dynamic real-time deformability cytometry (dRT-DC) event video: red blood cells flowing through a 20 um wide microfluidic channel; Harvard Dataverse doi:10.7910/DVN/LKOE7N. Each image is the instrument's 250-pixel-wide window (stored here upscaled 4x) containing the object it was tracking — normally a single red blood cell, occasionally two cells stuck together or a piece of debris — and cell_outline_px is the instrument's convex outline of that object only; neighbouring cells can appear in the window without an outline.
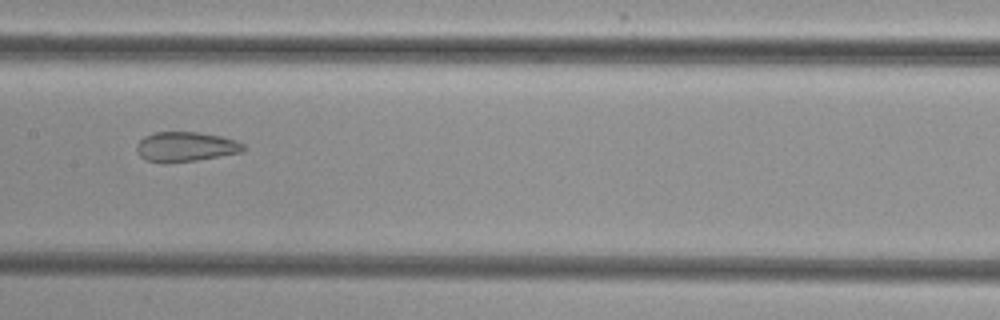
{"species": "common noctule bat (a hibernating species)", "species_latin": "Nyctalus noctula", "temperature_condition": "cold", "stored_images_in_passage": 10, "camera_frame_rate_fps": 3000, "um_per_image_px": 0.085, "animal": {"sex": "female", "body_mass_g": 29.2, "forearm_length_mm": 56.3}, "frame": {"image": 1, "passage_image": 7, "time_ms": 8.0, "image_size_px": [1000, 320], "cell_outline_px": [[244, 152], [196, 160], [164, 164], [144, 160], [136, 152], [136, 144], [144, 136], [156, 132], [196, 132], [220, 136], [236, 140], [244, 144]], "centroid_in_image_um": [15.74, 12.49], "position_along_channel_um": 191.7, "area_um2": 18.73}}
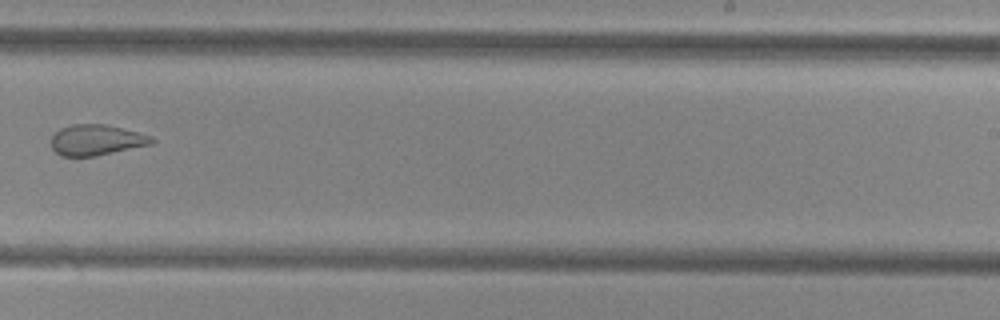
{"frame": {"image": 2, "passage_image": 9, "time_ms": 10.333, "image_size_px": [1000, 320], "cell_outline_px": [[156, 140], [152, 144], [96, 156], [60, 156], [52, 148], [52, 136], [60, 128], [72, 124], [104, 124], [140, 132], [152, 136]], "centroid_in_image_um": [8.21, 11.9], "position_along_channel_um": 280.8, "area_um2": 18.03}}